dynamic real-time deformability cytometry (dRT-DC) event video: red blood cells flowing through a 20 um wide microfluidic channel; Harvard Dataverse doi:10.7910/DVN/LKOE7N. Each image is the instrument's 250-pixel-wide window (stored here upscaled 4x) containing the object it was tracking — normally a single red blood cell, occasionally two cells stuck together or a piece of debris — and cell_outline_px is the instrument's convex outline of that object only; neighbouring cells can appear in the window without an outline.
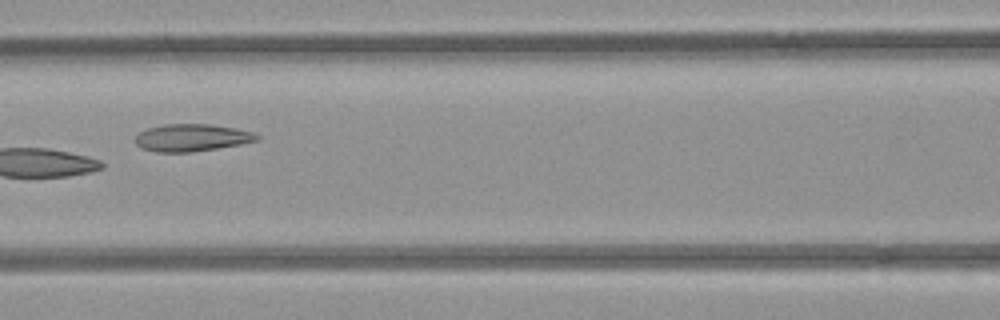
{"species": "common noctule bat (a hibernating species)", "species_latin": "Nyctalus noctula", "temperature_condition": "room temperature", "stored_images_in_passage": 8, "camera_frame_rate_fps": 3000, "um_per_image_px": 0.085, "animal": {"sex": "female", "body_mass_g": 21.9}, "frame": {"image": 1, "passage_image": 7, "time_ms": 7.0, "image_size_px": [1000, 320], "cell_outline_px": [[260, 140], [240, 144], [192, 152], [156, 152], [140, 148], [136, 144], [136, 136], [140, 132], [148, 128], [164, 124], [208, 124], [236, 128], [252, 132], [260, 136]], "centroid_in_image_um": [16.3, 11.7], "position_along_channel_um": 150.3, "area_um2": 19.31}}